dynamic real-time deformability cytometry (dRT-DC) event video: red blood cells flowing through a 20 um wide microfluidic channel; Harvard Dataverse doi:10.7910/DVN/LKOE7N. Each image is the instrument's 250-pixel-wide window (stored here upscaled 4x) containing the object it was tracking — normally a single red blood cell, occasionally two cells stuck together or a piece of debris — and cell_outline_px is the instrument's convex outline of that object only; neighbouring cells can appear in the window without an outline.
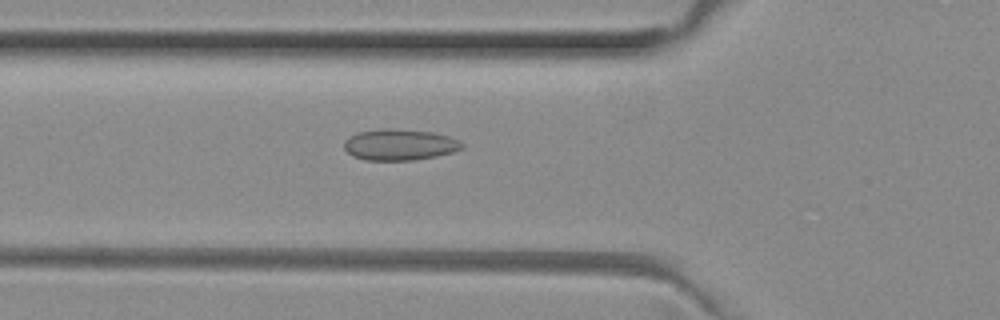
{"species": "common noctule bat (a hibernating species)", "species_latin": "Nyctalus noctula", "temperature_condition": "room temperature", "stored_images_in_passage": 44, "camera_frame_rate_fps": 3000, "um_per_image_px": 0.085, "animal": {"sex": "female", "body_mass_g": 29.2, "forearm_length_mm": 56.3}, "frame": {"image": 1, "passage_image": 18, "time_ms": 5.667, "image_size_px": [1000, 320], "cell_outline_px": [[464, 148], [452, 152], [436, 156], [416, 160], [364, 160], [352, 156], [344, 148], [344, 140], [360, 132], [380, 128], [392, 128], [432, 132], [448, 136], [460, 140], [464, 144]], "centroid_in_image_um": [33.99, 12.3], "position_along_channel_um": 91.8, "area_um2": 21.5}}
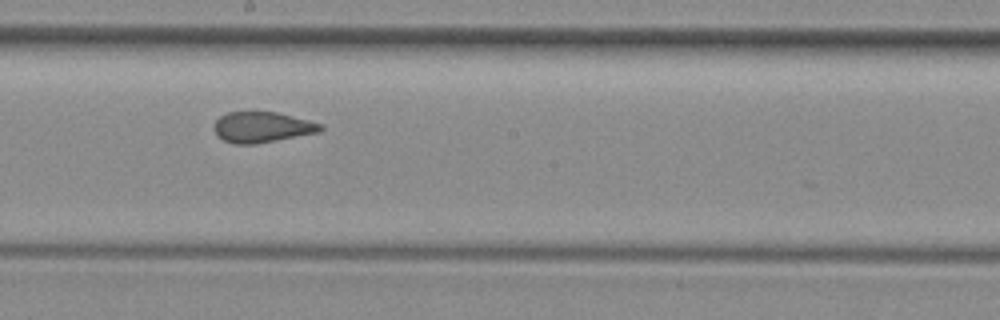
{"frame": {"image": 2, "passage_image": 28, "time_ms": 9.0, "image_size_px": [1000, 320], "cell_outline_px": [[324, 128], [316, 132], [256, 144], [236, 144], [224, 140], [216, 136], [212, 128], [216, 120], [220, 116], [228, 112], [276, 112], [324, 124]], "centroid_in_image_um": [22.23, 10.81], "position_along_channel_um": 226.0, "area_um2": 18.9}}
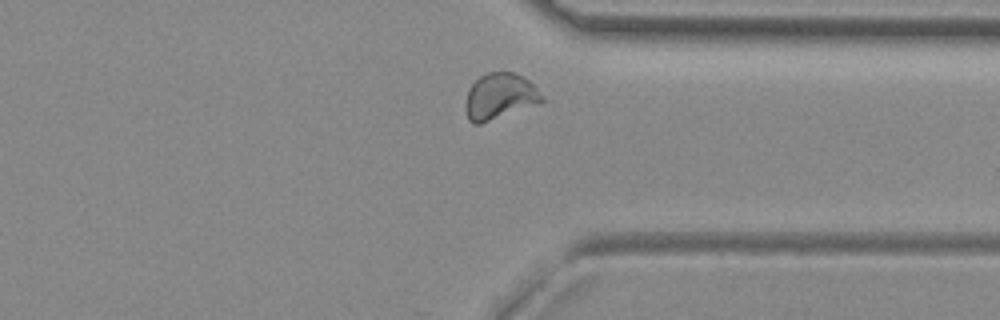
{"frame": {"image": 3, "passage_image": 39, "time_ms": 12.667, "image_size_px": [1000, 320], "cell_outline_px": [[544, 100], [540, 104], [480, 124], [472, 124], [468, 120], [464, 108], [464, 104], [468, 92], [472, 84], [480, 76], [488, 72], [516, 72], [528, 80], [536, 88]], "centroid_in_image_um": [42.46, 8.21], "position_along_channel_um": 368.9, "area_um2": 20.63}, "authors_computed_cell_mechanics": {"area_um2": 20.1722, "velocity_mm_per_s": 3.9766, "shape_relaxation_time_tau1_ms": null, "shape_relaxation_time_tau2_ms": 1.0129, "deformation_change_tau1": null, "deformation_change_tau2": 0.0639}}